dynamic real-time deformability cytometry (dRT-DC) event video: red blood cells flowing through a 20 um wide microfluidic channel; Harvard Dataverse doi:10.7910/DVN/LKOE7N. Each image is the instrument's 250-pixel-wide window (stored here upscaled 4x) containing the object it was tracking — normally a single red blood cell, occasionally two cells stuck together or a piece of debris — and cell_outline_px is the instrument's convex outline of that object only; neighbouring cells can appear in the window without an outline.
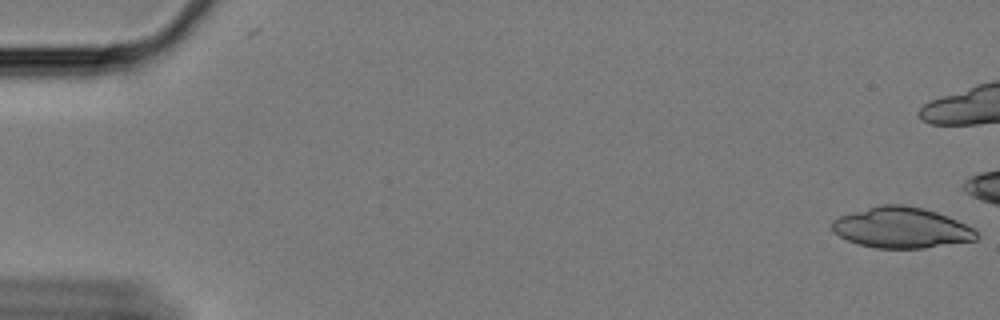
{"species": "Egyptian fruit bat (a non-hibernating species)", "species_latin": "Rousettus aegyptiacus", "temperature_condition": "cold", "stored_images_in_passage": 51, "segment_of_instrument_passage": [1, 2], "camera_frame_rate_fps": 3000, "um_per_image_px": 0.085, "animal": {"sex": "female"}, "frame": {"image": 1, "passage_image": 1, "time_ms": 0.0, "image_size_px": [1000, 320], "cell_outline_px": [[980, 236], [976, 240], [924, 248], [876, 248], [860, 244], [848, 240], [840, 236], [832, 228], [832, 220], [840, 216], [852, 212], [880, 204], [900, 204], [924, 208], [936, 212], [956, 220], [972, 228]], "centroid_in_image_um": [76.63, 19.35], "position_along_channel_um": 8.4, "area_um2": 33.99}}